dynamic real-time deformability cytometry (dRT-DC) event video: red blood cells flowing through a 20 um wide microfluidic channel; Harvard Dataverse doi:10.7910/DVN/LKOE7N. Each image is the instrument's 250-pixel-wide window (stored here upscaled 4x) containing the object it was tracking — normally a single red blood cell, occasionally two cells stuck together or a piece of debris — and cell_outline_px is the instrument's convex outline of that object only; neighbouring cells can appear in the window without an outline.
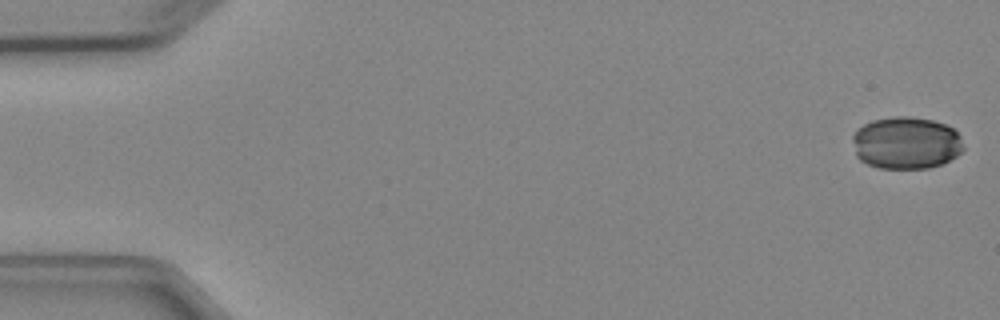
{"species": "Egyptian fruit bat (a non-hibernating species)", "species_latin": "Rousettus aegyptiacus", "temperature_condition": "cold", "stored_images_in_passage": 5, "camera_frame_rate_fps": 3000, "um_per_image_px": 0.085, "animal": {"sex": "female"}, "frame": {"image": 1, "passage_image": 1, "time_ms": 0.0, "image_size_px": [1000, 320], "cell_outline_px": [[964, 148], [956, 156], [940, 164], [928, 168], [880, 168], [868, 164], [860, 160], [856, 156], [852, 140], [852, 136], [856, 128], [872, 120], [896, 116], [908, 116], [932, 120], [944, 124], [952, 128], [960, 136]], "centroid_in_image_um": [76.99, 12.14], "position_along_channel_um": 8.0, "area_um2": 33.81}}